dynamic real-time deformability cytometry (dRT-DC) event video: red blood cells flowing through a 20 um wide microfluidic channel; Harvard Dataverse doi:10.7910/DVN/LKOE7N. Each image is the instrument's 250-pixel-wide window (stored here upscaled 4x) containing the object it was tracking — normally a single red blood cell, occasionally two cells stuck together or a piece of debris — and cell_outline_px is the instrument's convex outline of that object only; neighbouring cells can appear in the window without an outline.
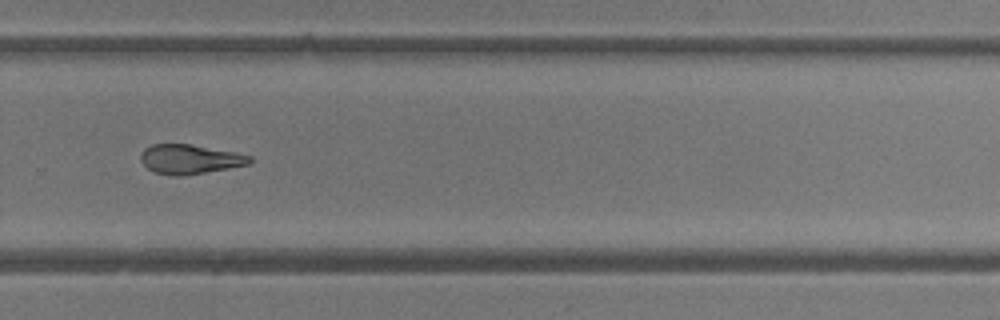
{"species": "common noctule bat (a hibernating species)", "species_latin": "Nyctalus noctula", "temperature_condition": "room temperature", "stored_images_in_passage": 36, "camera_frame_rate_fps": 3000, "um_per_image_px": 0.085, "animal": {"sex": "female"}, "frame": {"image": 1, "passage_image": 21, "time_ms": 6.667, "image_size_px": [1000, 320], "cell_outline_px": [[252, 160], [248, 164], [228, 168], [180, 176], [172, 176], [156, 172], [148, 168], [140, 160], [140, 156], [144, 148], [152, 144], [192, 144], [236, 152], [252, 156]], "centroid_in_image_um": [16.13, 13.52], "position_along_channel_um": 313.7, "area_um2": 18.61}, "authors_computed_cell_mechanics": {"area_um2": 19.6231, "velocity_mm_per_s": 4.3421, "shape_relaxation_time_tau1_ms": 11.0704, "shape_relaxation_time_tau2_ms": 4.2148, "deformation_change_tau1": 0.2732, "deformation_change_tau2": 0.1447}}